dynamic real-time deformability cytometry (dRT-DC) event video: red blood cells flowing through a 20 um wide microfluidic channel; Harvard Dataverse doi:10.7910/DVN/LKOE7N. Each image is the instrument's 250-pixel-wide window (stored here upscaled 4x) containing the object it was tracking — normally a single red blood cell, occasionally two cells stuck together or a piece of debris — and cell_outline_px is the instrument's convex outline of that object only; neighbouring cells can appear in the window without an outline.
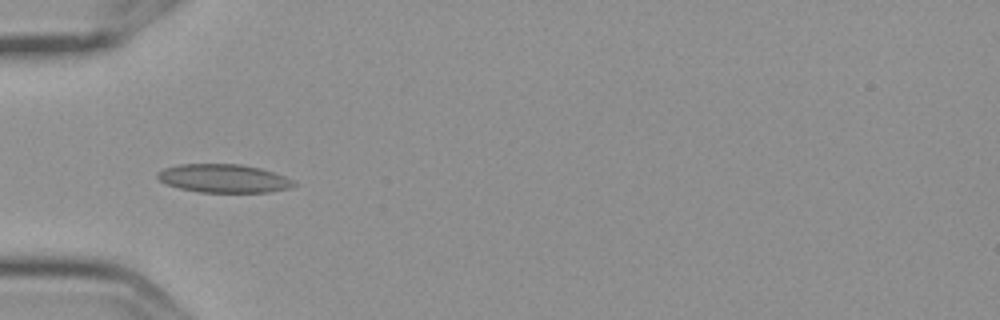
{"species": "Egyptian fruit bat (a non-hibernating species)", "species_latin": "Rousettus aegyptiacus", "temperature_condition": "cold", "stored_images_in_passage": 14, "camera_frame_rate_fps": 3000, "um_per_image_px": 0.085, "frame": {"image": 1, "passage_image": 4, "time_ms": 1.0, "image_size_px": [1000, 320], "cell_outline_px": [[296, 184], [288, 188], [268, 192], [200, 192], [180, 188], [168, 184], [160, 180], [156, 176], [156, 172], [164, 168], [180, 164], [240, 164], [260, 168], [284, 176], [292, 180]], "centroid_in_image_um": [18.98, 15.16], "position_along_channel_um": 66.0, "area_um2": 22.31}}
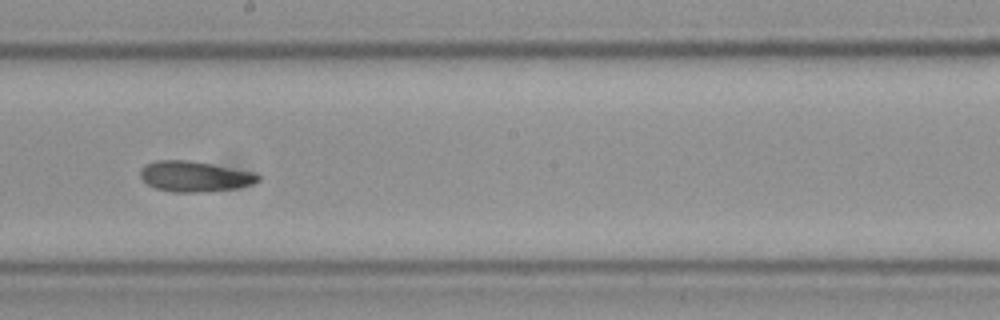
{"frame": {"image": 2, "passage_image": 8, "time_ms": 2.333, "image_size_px": [1000, 320], "cell_outline_px": [[260, 180], [252, 184], [236, 188], [208, 192], [172, 192], [156, 188], [148, 184], [140, 176], [140, 168], [144, 164], [156, 160], [188, 160], [212, 164], [256, 172], [260, 176]], "centroid_in_image_um": [16.55, 14.99], "position_along_channel_um": 231.6, "area_um2": 21.15}}
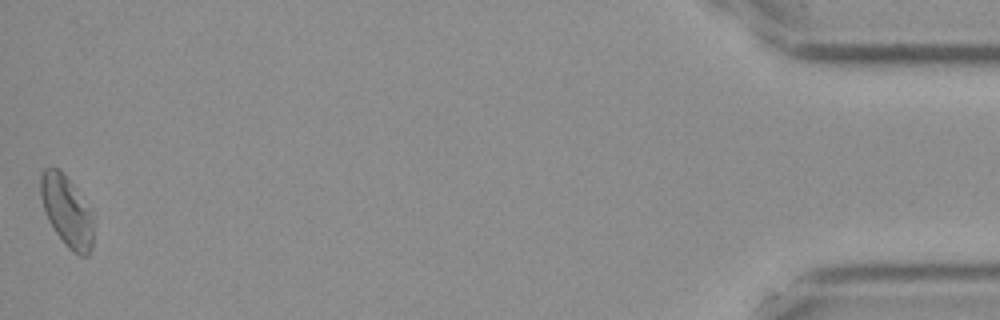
{"frame": {"image": 3, "passage_image": 14, "time_ms": 4.333, "image_size_px": [1000, 320], "cell_outline_px": [[92, 248], [88, 256], [80, 256], [68, 248], [64, 244], [48, 220], [44, 212], [40, 196], [40, 172], [44, 168], [52, 164], [60, 168], [76, 188], [88, 212], [92, 224]], "centroid_in_image_um": [5.6, 17.89], "position_along_channel_um": 429.6, "area_um2": 21.68}}